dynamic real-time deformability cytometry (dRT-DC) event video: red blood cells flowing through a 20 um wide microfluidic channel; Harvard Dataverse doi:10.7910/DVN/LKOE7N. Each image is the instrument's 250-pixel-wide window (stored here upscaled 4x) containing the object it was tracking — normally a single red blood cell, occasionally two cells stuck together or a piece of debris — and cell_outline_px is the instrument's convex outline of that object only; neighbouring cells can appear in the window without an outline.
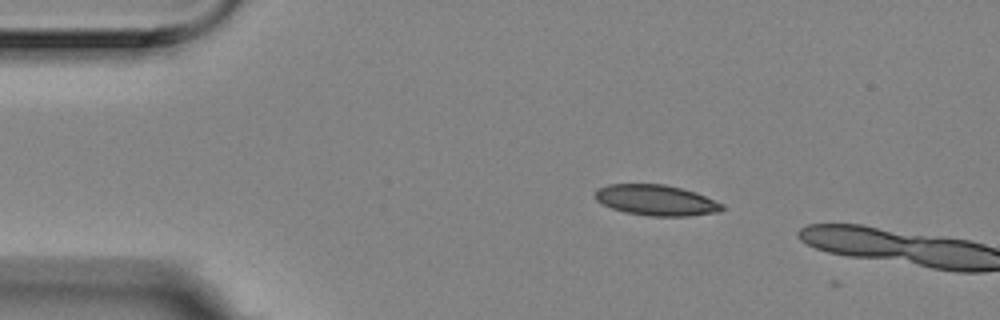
{"species": "Egyptian fruit bat (a non-hibernating species)", "species_latin": "Rousettus aegyptiacus", "temperature_condition": "room temperature", "stored_images_in_passage": 3, "camera_frame_rate_fps": 3000, "um_per_image_px": 0.085, "animal": {"sex": "female"}, "frame": {"image": 1, "passage_image": 1, "time_ms": 0.0, "image_size_px": [1000, 320], "cell_outline_px": [[724, 208], [720, 212], [688, 216], [648, 216], [624, 212], [612, 208], [596, 200], [596, 188], [608, 184], [664, 184], [696, 192], [724, 204]], "centroid_in_image_um": [55.79, 17.02], "position_along_channel_um": 29.2, "area_um2": 22.77}}